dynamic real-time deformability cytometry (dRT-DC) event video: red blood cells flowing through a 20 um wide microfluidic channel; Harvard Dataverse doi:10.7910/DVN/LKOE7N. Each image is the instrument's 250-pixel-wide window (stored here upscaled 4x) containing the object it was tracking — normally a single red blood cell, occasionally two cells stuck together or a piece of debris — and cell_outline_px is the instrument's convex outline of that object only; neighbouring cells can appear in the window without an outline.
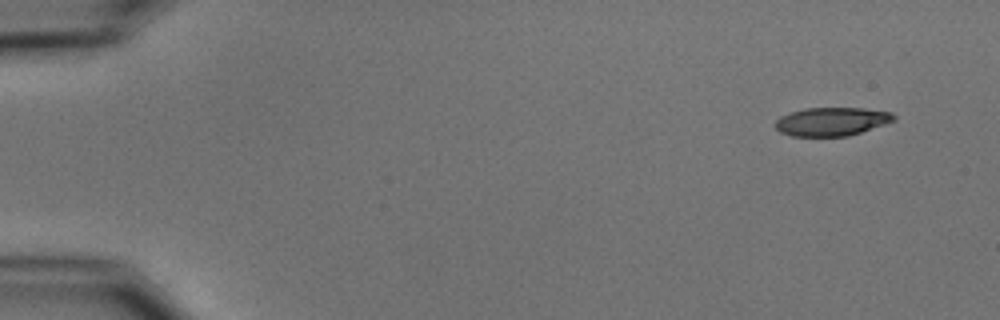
{"species": "common noctule bat (a hibernating species)", "species_latin": "Nyctalus noctula", "temperature_condition": "cold", "stored_images_in_passage": 4, "camera_frame_rate_fps": 3000, "um_per_image_px": 0.085, "animal": {"sex": "male", "body_mass_g": 15.6}, "frame": {"image": 1, "passage_image": 1, "time_ms": 0.0, "image_size_px": [1000, 320], "cell_outline_px": [[896, 120], [848, 136], [792, 136], [780, 132], [776, 128], [776, 120], [780, 116], [804, 108], [864, 108], [892, 112], [896, 116]], "centroid_in_image_um": [70.7, 10.32], "position_along_channel_um": 14.3, "area_um2": 19.59}}